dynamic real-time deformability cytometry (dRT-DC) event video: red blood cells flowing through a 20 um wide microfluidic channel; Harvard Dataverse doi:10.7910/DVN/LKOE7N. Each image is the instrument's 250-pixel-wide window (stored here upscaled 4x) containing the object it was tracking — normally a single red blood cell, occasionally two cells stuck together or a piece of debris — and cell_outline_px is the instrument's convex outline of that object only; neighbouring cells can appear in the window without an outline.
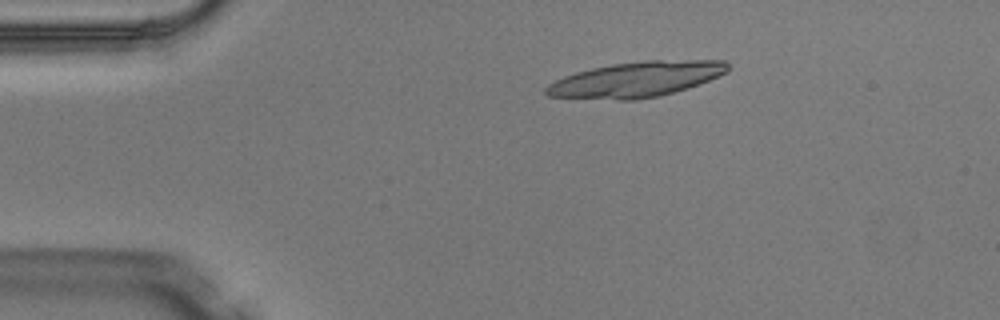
{"species": "Egyptian fruit bat (a non-hibernating species)", "species_latin": "Rousettus aegyptiacus", "temperature_condition": "warm", "stored_images_in_passage": 3, "camera_frame_rate_fps": 3000, "um_per_image_px": 0.085, "animal": {"sex": "male"}, "frame": {"image": 1, "passage_image": 2, "time_ms": 0.333, "image_size_px": [1000, 320], "cell_outline_px": [[728, 72], [708, 80], [660, 96], [636, 100], [616, 100], [548, 96], [544, 92], [544, 88], [548, 84], [564, 76], [576, 72], [592, 68], [612, 64], [644, 60], [724, 60], [728, 64]], "centroid_in_image_um": [54.04, 6.74], "position_along_channel_um": 31.0, "area_um2": 37.22}}